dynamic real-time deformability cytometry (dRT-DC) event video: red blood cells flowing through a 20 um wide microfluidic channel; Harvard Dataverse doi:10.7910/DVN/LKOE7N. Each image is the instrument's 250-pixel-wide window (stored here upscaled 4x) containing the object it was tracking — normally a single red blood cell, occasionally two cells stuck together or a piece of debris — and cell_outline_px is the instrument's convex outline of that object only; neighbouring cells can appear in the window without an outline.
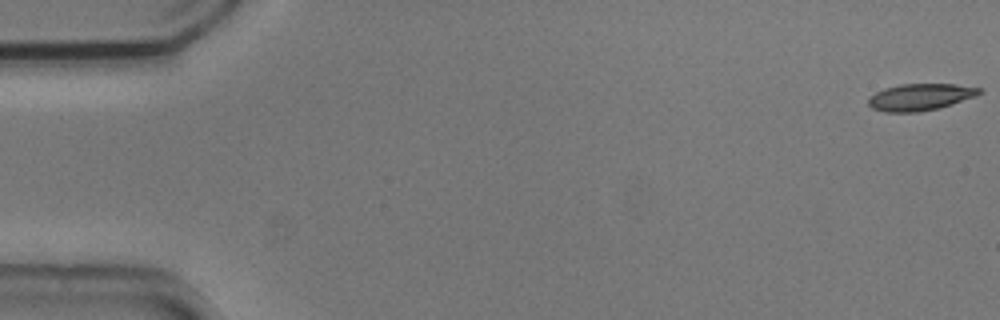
{"species": "common noctule bat (a hibernating species)", "species_latin": "Nyctalus noctula", "temperature_condition": "cold", "stored_images_in_passage": 17, "camera_frame_rate_fps": 3000, "um_per_image_px": 0.085, "animal": {"sex": "male", "body_mass_g": 20.5, "forearm_length_mm": 52.5}, "frame": {"image": 1, "passage_image": 1, "time_ms": 0.0, "image_size_px": [1000, 320], "cell_outline_px": [[984, 92], [976, 96], [940, 108], [920, 112], [884, 112], [872, 108], [868, 104], [868, 100], [876, 92], [884, 88], [900, 84], [956, 84], [984, 88]], "centroid_in_image_um": [78.27, 8.24], "position_along_channel_um": 6.7, "area_um2": 17.51}}
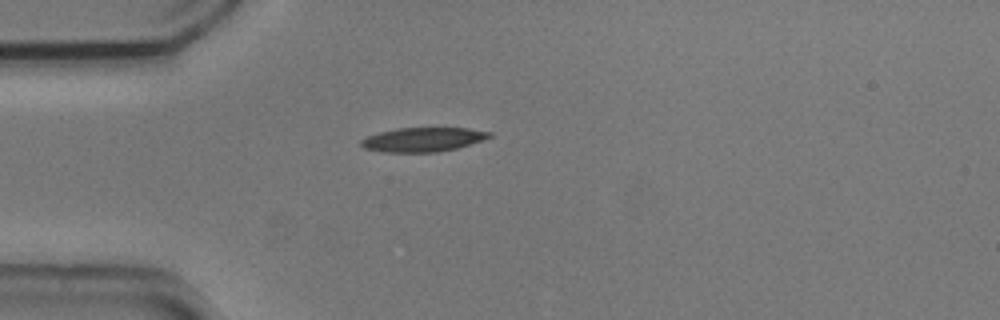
{"frame": {"image": 2, "passage_image": 15, "time_ms": 4.667, "image_size_px": [1000, 320], "cell_outline_px": [[492, 136], [456, 148], [436, 152], [380, 152], [364, 148], [360, 144], [360, 140], [368, 136], [380, 132], [396, 128], [468, 128], [492, 132]], "centroid_in_image_um": [35.91, 11.86], "position_along_channel_um": 49.1, "area_um2": 17.92}}